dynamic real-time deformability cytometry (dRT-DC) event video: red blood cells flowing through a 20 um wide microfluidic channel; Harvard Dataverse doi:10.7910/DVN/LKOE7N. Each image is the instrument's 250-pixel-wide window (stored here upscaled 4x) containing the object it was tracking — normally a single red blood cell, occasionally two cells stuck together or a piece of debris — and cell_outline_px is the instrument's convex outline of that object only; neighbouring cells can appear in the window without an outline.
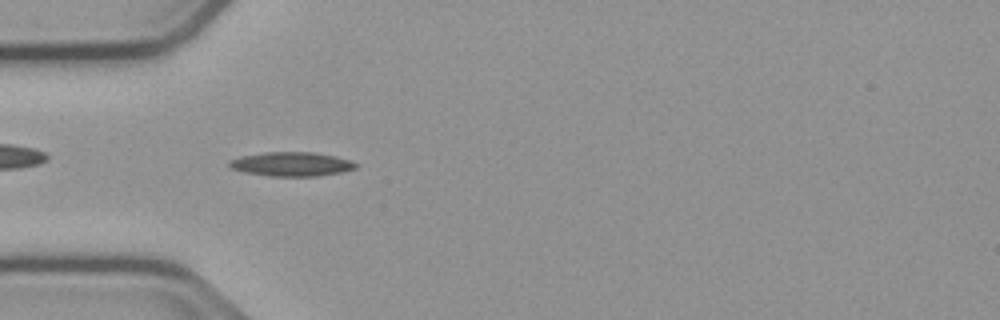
{"species": "common noctule bat (a hibernating species)", "species_latin": "Nyctalus noctula", "temperature_condition": "cold", "stored_images_in_passage": 54, "camera_frame_rate_fps": 3000, "um_per_image_px": 0.085, "animal": {"sex": "male", "body_mass_g": 23.1, "forearm_length_mm": 52.7}, "frame": {"image": 1, "passage_image": 16, "time_ms": 5.0, "image_size_px": [1000, 320], "cell_outline_px": [[360, 164], [356, 168], [340, 172], [320, 176], [272, 176], [244, 172], [232, 168], [228, 164], [228, 160], [240, 156], [264, 152], [316, 152], [336, 156]], "centroid_in_image_um": [24.78, 13.94], "position_along_channel_um": 60.2, "area_um2": 17.86}}
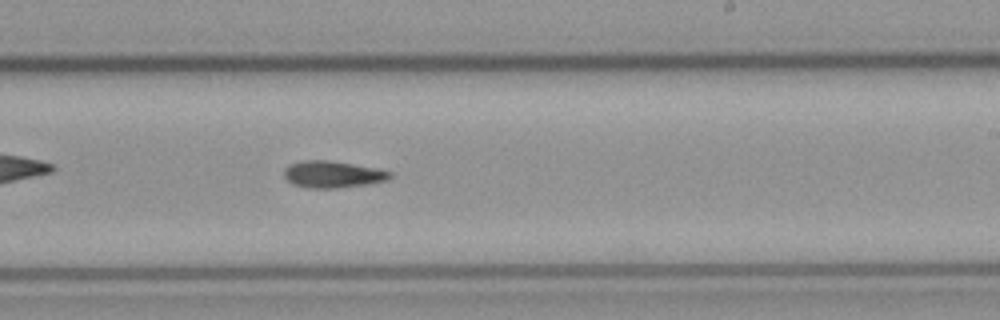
{"frame": {"image": 2, "passage_image": 32, "time_ms": 10.333, "image_size_px": [1000, 320], "cell_outline_px": [[392, 176], [388, 180], [364, 184], [336, 188], [308, 188], [292, 184], [284, 176], [284, 168], [288, 164], [304, 160], [328, 160], [380, 168], [392, 172]], "centroid_in_image_um": [28.27, 14.81], "position_along_channel_um": 260.7, "area_um2": 16.65}}
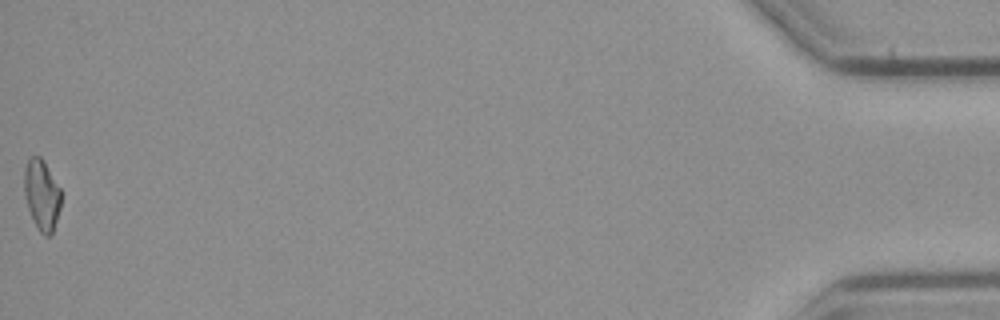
{"frame": {"image": 3, "passage_image": 54, "time_ms": 17.667, "image_size_px": [1000, 320], "cell_outline_px": [[60, 208], [52, 232], [48, 236], [44, 236], [40, 232], [28, 208], [24, 196], [24, 168], [28, 160], [32, 156], [40, 156], [44, 160], [60, 188]], "centroid_in_image_um": [3.54, 16.52], "position_along_channel_um": 431.7, "area_um2": 14.97}}